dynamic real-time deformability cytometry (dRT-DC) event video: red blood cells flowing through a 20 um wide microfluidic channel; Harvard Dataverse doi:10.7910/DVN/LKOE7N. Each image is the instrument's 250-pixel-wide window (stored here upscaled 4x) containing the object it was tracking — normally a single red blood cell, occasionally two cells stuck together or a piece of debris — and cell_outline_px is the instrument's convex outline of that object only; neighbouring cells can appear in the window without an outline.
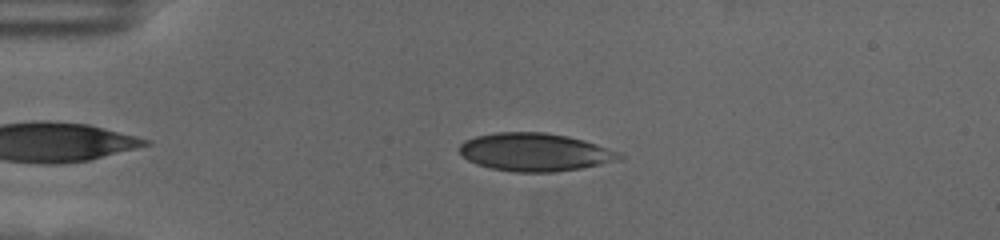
{"species": "human", "species_latin": "Homo sapiens", "temperature_condition": "cold", "stored_images_in_passage": 44, "camera_frame_rate_fps": 3000, "um_per_image_px": 0.085, "donor": {"sex": "female"}, "frame": {"image": 1, "passage_image": 13, "time_ms": 4.0, "image_size_px": [1000, 240], "cell_outline_px": [[624, 156], [620, 160], [580, 168], [556, 172], [512, 172], [492, 168], [476, 164], [468, 160], [460, 152], [460, 144], [464, 140], [476, 136], [496, 132], [544, 132], [568, 136], [584, 140], [620, 152]], "centroid_in_image_um": [45.47, 12.93], "position_along_channel_um": 39.5, "area_um2": 35.43}}
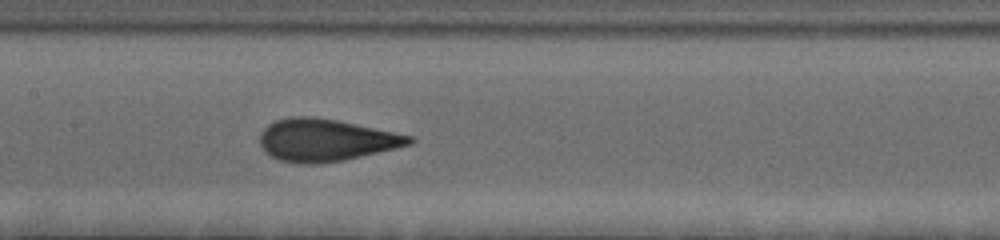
{"frame": {"image": 2, "passage_image": 28, "time_ms": 9.0, "image_size_px": [1000, 240], "cell_outline_px": [[416, 140], [412, 144], [396, 148], [344, 160], [316, 164], [296, 164], [280, 160], [272, 156], [260, 144], [260, 132], [268, 124], [276, 120], [288, 116], [312, 116], [336, 120], [416, 136]], "centroid_in_image_um": [27.72, 11.9], "position_along_channel_um": 179.7, "area_um2": 36.93}}
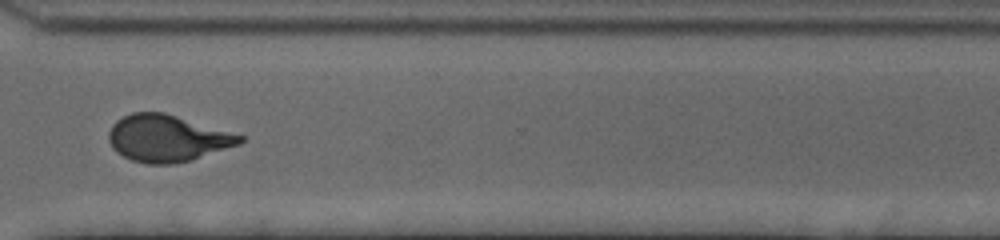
{"frame": {"image": 3, "passage_image": 43, "time_ms": 14.0, "image_size_px": [1000, 240], "cell_outline_px": [[244, 140], [240, 144], [192, 160], [176, 164], [148, 164], [132, 160], [116, 152], [112, 148], [108, 140], [108, 132], [112, 124], [116, 120], [132, 112], [164, 112], [244, 136]], "centroid_in_image_um": [14.19, 11.76], "position_along_channel_um": 356.4, "area_um2": 35.78}, "authors_computed_cell_mechanics": {"area_um2": 35.4603, "velocity_mm_per_s": 3.5307, "shape_relaxation_time_tau1_ms": 5.8012, "shape_relaxation_time_tau2_ms": null, "deformation_change_tau1": 0.1687, "deformation_change_tau2": null}}